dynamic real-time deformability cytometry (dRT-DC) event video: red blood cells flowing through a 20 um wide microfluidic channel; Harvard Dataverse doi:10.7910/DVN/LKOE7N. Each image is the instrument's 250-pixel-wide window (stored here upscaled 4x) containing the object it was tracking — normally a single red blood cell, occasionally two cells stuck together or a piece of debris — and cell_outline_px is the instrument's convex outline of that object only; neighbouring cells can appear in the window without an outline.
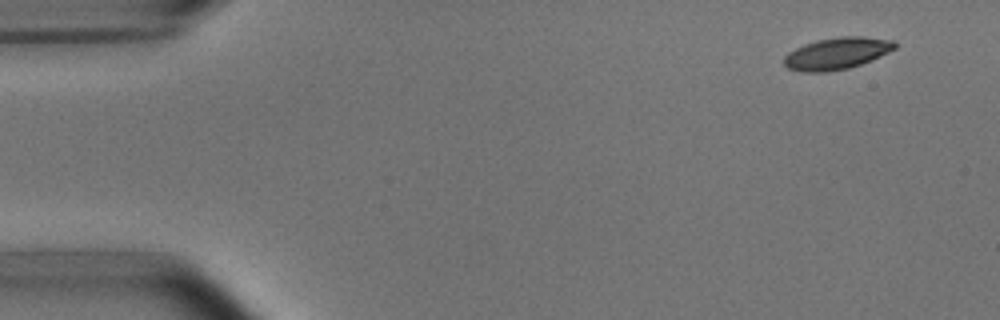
{"species": "common noctule bat (a hibernating species)", "species_latin": "Nyctalus noctula", "temperature_condition": "room temperature", "stored_images_in_passage": 50, "camera_frame_rate_fps": 3000, "um_per_image_px": 0.085, "animal": {"sex": "male", "body_mass_g": 15.6}, "frame": {"image": 1, "passage_image": 1, "time_ms": 0.0, "image_size_px": [1000, 320], "cell_outline_px": [[896, 48], [872, 60], [848, 68], [828, 72], [800, 72], [788, 68], [784, 64], [784, 56], [788, 52], [804, 44], [816, 40], [840, 36], [860, 36], [896, 40]], "centroid_in_image_um": [71.13, 4.54], "position_along_channel_um": 13.9, "area_um2": 20.69}}
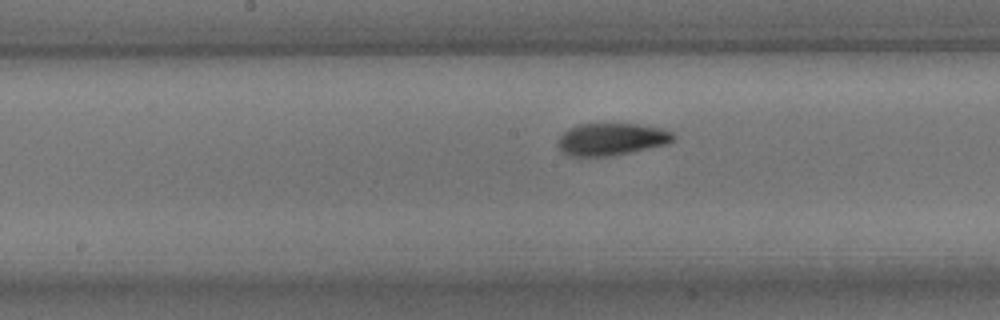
{"frame": {"image": 2, "passage_image": 24, "time_ms": 7.667, "image_size_px": [1000, 320], "cell_outline_px": [[676, 136], [668, 144], [608, 156], [572, 156], [564, 152], [556, 144], [560, 136], [568, 128], [580, 124], [636, 124], [660, 128], [672, 132]], "centroid_in_image_um": [51.96, 11.82], "position_along_channel_um": 196.2, "area_um2": 21.39}}
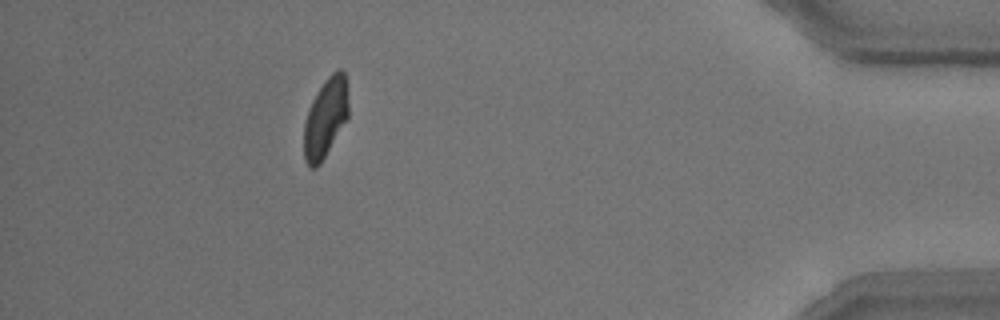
{"frame": {"image": 3, "passage_image": 45, "time_ms": 14.667, "image_size_px": [1000, 320], "cell_outline_px": [[348, 116], [320, 164], [316, 168], [312, 168], [304, 160], [304, 124], [312, 100], [316, 92], [324, 80], [332, 72], [340, 68], [344, 72], [348, 88]], "centroid_in_image_um": [27.67, 9.98], "position_along_channel_um": 407.5, "area_um2": 20.46}, "authors_computed_cell_mechanics": {"area_um2": 21.386, "velocity_mm_per_s": 3.7697, "shape_relaxation_time_tau1_ms": 3.5644, "shape_relaxation_time_tau2_ms": 2.1969, "deformation_change_tau1": 0.1341, "deformation_change_tau2": 0.0773}}